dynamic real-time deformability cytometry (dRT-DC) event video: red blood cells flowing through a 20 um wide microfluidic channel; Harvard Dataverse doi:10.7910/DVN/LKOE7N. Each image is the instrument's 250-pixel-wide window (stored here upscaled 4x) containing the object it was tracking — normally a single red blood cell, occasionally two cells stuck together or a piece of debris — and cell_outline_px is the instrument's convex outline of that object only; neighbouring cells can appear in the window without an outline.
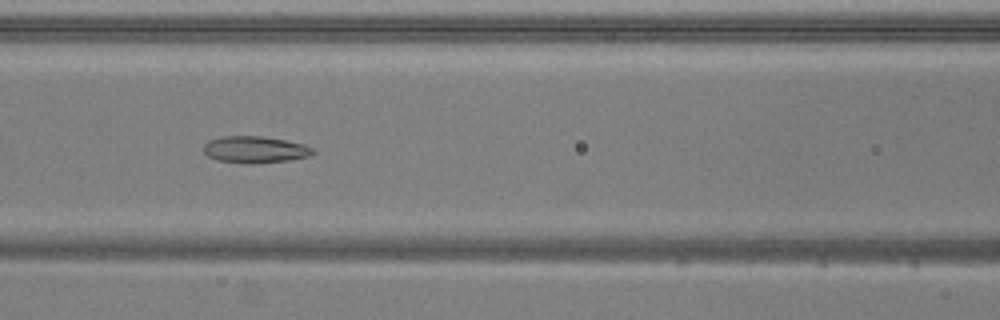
{"species": "common noctule bat (a hibernating species)", "species_latin": "Nyctalus noctula", "temperature_condition": "warm", "stored_images_in_passage": 40, "camera_frame_rate_fps": 3000, "um_per_image_px": 0.085, "animal": {"sex": "male", "body_mass_g": 20.5, "forearm_length_mm": 52.5}, "frame": {"image": 1, "passage_image": 10, "time_ms": 3.0, "image_size_px": [1000, 320], "cell_outline_px": [[316, 152], [308, 156], [288, 160], [252, 164], [244, 164], [216, 160], [208, 156], [204, 152], [204, 144], [208, 140], [220, 136], [264, 136], [304, 144], [312, 148]], "centroid_in_image_um": [21.64, 12.71], "position_along_channel_um": 145.0, "area_um2": 17.17}}
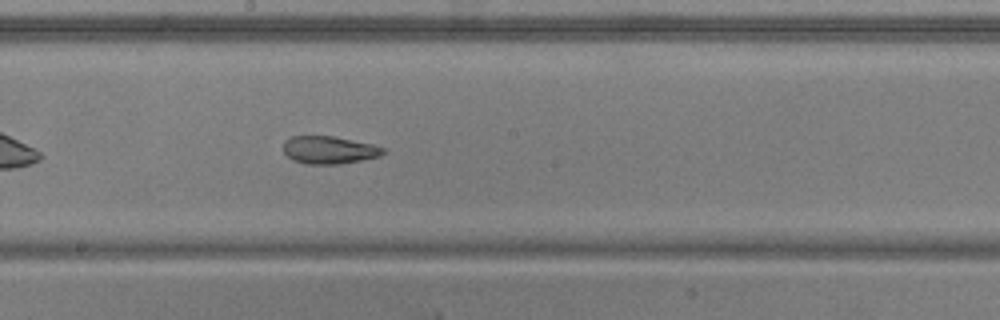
{"frame": {"image": 2, "passage_image": 16, "time_ms": 5.0, "image_size_px": [1000, 320], "cell_outline_px": [[388, 152], [380, 156], [340, 164], [304, 164], [292, 160], [284, 152], [284, 140], [292, 136], [332, 136], [372, 144], [384, 148]], "centroid_in_image_um": [27.97, 12.75], "position_along_channel_um": 220.2, "area_um2": 16.13}}
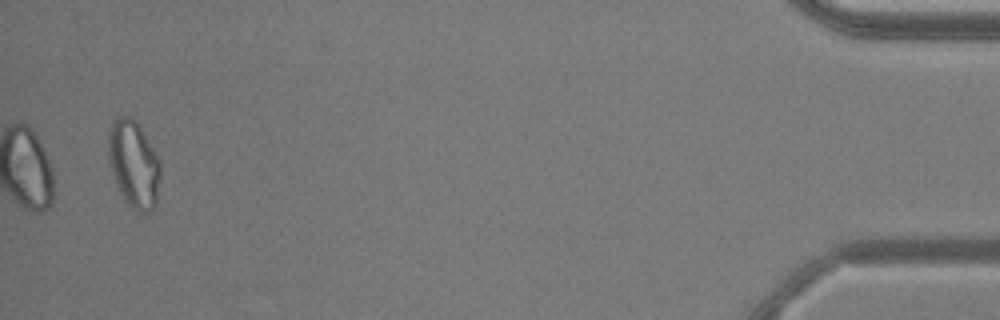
{"frame": {"image": 3, "passage_image": 39, "time_ms": 12.667, "image_size_px": [1000, 320], "cell_outline_px": [[160, 176], [156, 208], [148, 212], [140, 212], [132, 208], [128, 204], [120, 192], [116, 184], [112, 172], [108, 152], [108, 132], [112, 120], [116, 116], [128, 116], [136, 120], [160, 160]], "centroid_in_image_um": [11.37, 13.94], "position_along_channel_um": 423.8, "area_um2": 26.53}, "authors_computed_cell_mechanics": {"area_um2": 17.4845, "velocity_mm_per_s": 3.7708, "shape_relaxation_time_tau1_ms": 7.953, "shape_relaxation_time_tau2_ms": 3.9997, "deformation_change_tau1": 0.1976, "deformation_change_tau2": 0.1073}}